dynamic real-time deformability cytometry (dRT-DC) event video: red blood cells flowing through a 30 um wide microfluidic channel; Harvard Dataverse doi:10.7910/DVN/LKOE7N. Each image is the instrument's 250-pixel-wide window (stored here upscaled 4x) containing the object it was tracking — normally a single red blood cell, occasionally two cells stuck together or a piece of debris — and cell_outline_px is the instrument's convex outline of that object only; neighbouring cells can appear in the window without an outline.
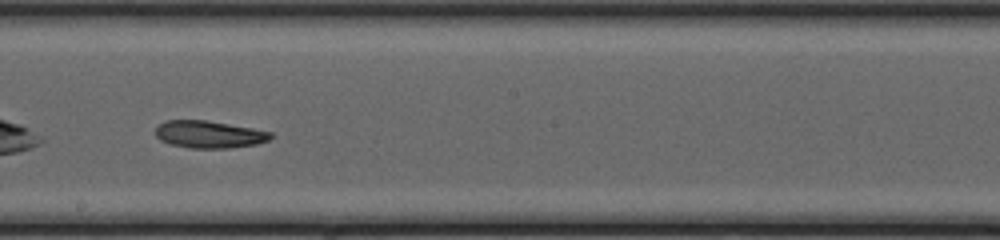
{"species": "common noctule bat (a hibernating species)", "species_latin": "Nyctalus noctula", "temperature_condition": "cold", "stored_images_in_passage": 38, "camera_frame_rate_fps": 3000, "um_per_image_px": 0.085, "animal": {"sex": "female", "body_mass_g": 20.0, "forearm_length_mm": 54.0}, "frame": {"image": 1, "passage_image": 22, "time_ms": 7.0, "image_size_px": [1000, 240], "cell_outline_px": [[272, 136], [268, 140], [256, 144], [228, 148], [192, 148], [172, 144], [160, 140], [156, 136], [156, 128], [164, 120], [204, 120], [252, 128], [272, 132]], "centroid_in_image_um": [17.76, 11.42], "position_along_channel_um": 230.4, "area_um2": 18.09}}